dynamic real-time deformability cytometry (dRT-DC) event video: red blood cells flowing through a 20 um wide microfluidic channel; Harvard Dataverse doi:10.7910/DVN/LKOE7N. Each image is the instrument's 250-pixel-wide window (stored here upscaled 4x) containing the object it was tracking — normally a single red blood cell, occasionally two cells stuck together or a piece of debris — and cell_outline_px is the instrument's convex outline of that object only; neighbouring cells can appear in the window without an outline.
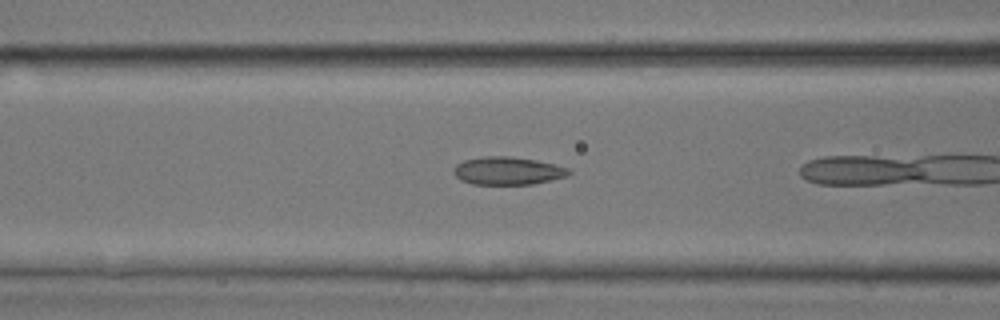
{"species": "common noctule bat (a hibernating species)", "species_latin": "Nyctalus noctula", "temperature_condition": "room temperature", "stored_images_in_passage": 5, "camera_frame_rate_fps": 3000, "um_per_image_px": 0.085, "animal": {"sex": "male", "body_mass_g": 17.9, "forearm_length_mm": 54.2}, "frame": {"image": 1, "passage_image": 4, "time_ms": 1.0, "image_size_px": [1000, 320], "cell_outline_px": [[572, 172], [568, 176], [552, 180], [532, 184], [472, 184], [460, 180], [452, 172], [452, 168], [456, 164], [464, 160], [484, 156], [508, 156], [536, 160], [556, 164], [568, 168]], "centroid_in_image_um": [43.15, 14.52], "position_along_channel_um": 123.5, "area_um2": 18.9}}